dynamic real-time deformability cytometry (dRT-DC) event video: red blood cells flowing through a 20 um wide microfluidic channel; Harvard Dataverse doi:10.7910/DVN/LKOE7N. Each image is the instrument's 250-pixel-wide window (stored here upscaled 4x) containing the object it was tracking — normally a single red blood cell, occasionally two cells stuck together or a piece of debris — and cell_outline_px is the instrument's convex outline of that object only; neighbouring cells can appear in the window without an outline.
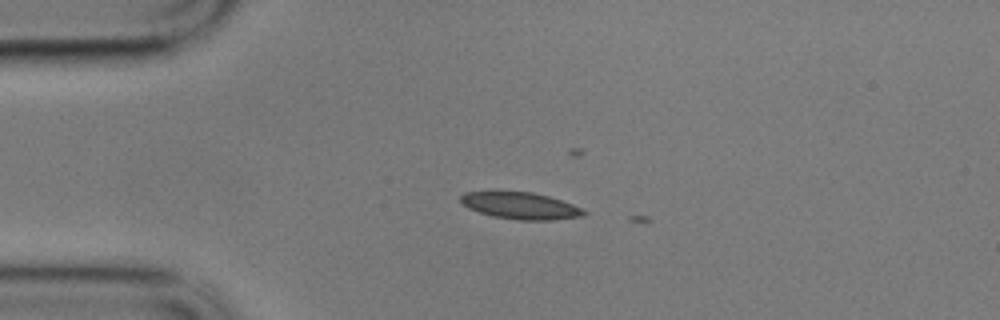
{"species": "common noctule bat (a hibernating species)", "species_latin": "Nyctalus noctula", "temperature_condition": "cold", "stored_images_in_passage": 6, "camera_frame_rate_fps": 3000, "um_per_image_px": 0.085, "animal": {"sex": "male", "body_mass_g": 17.9}, "frame": {"image": 1, "passage_image": 4, "time_ms": 1.0, "image_size_px": [1000, 320], "cell_outline_px": [[588, 212], [584, 216], [552, 220], [516, 220], [492, 216], [468, 208], [460, 200], [460, 196], [464, 192], [532, 192], [548, 196], [572, 204]], "centroid_in_image_um": [44.26, 17.5], "position_along_channel_um": 40.7, "area_um2": 19.07}}